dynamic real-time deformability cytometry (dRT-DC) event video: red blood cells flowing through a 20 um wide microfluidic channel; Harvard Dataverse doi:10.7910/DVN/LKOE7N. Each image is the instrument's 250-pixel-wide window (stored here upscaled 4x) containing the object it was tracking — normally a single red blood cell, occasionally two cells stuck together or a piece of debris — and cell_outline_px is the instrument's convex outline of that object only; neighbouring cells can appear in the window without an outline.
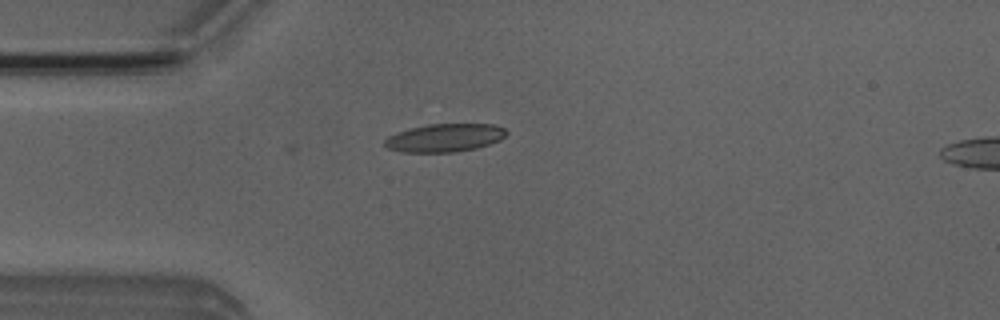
{"species": "Egyptian fruit bat (a non-hibernating species)", "species_latin": "Rousettus aegyptiacus", "temperature_condition": "room temperature", "stored_images_in_passage": 6, "camera_frame_rate_fps": 3000, "um_per_image_px": 0.085, "animal": {"sex": "male"}, "frame": {"image": 1, "passage_image": 5, "time_ms": 4.667, "image_size_px": [1000, 320], "cell_outline_px": [[508, 132], [500, 140], [476, 148], [456, 152], [404, 152], [388, 148], [384, 144], [384, 140], [388, 136], [396, 132], [428, 124], [492, 124], [504, 128]], "centroid_in_image_um": [37.79, 11.71], "position_along_channel_um": 47.2, "area_um2": 19.83}}